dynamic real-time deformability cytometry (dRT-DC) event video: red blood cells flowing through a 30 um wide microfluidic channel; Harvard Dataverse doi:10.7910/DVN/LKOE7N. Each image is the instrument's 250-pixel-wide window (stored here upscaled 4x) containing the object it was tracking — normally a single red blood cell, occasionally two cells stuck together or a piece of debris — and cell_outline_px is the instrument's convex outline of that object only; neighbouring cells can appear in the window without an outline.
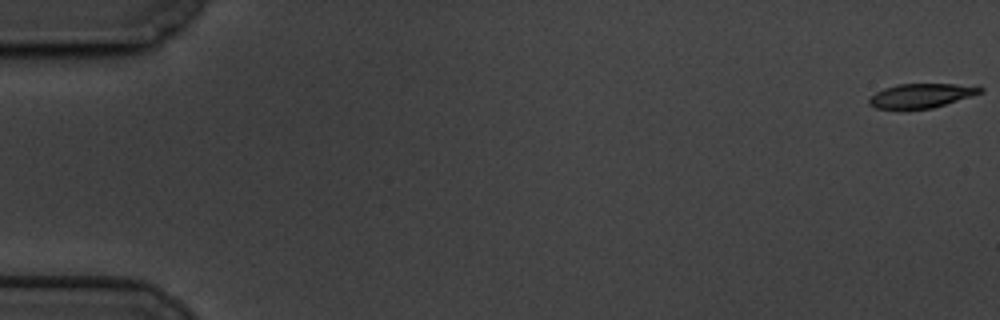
{"species": "common noctule bat (a hibernating species)", "species_latin": "Nyctalus noctula", "temperature_condition": "cold", "stored_images_in_passage": 61, "camera_frame_rate_fps": 3000, "um_per_image_px": 0.085, "animal": {"sex": "male", "body_mass_g": 19.5, "forearm_length_mm": 54.6}, "frame": {"image": 1, "passage_image": 1, "time_ms": 0.0, "image_size_px": [1000, 320], "cell_outline_px": [[984, 92], [932, 108], [904, 112], [876, 108], [868, 104], [868, 100], [876, 92], [884, 88], [896, 84], [956, 84], [984, 88]], "centroid_in_image_um": [78.22, 8.17], "position_along_channel_um": 6.8, "area_um2": 16.18}}
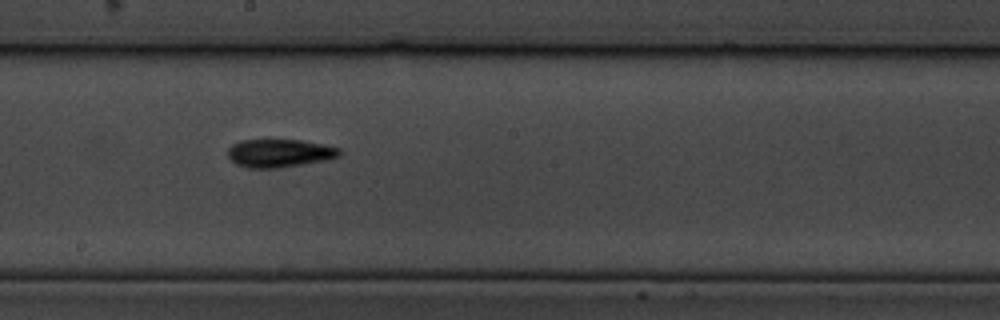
{"frame": {"image": 2, "passage_image": 34, "time_ms": 11.0, "image_size_px": [1000, 320], "cell_outline_px": [[340, 156], [328, 160], [280, 168], [248, 168], [236, 164], [228, 156], [228, 148], [232, 144], [240, 140], [300, 140], [340, 148]], "centroid_in_image_um": [23.75, 13.03], "position_along_channel_um": 224.5, "area_um2": 18.32}}
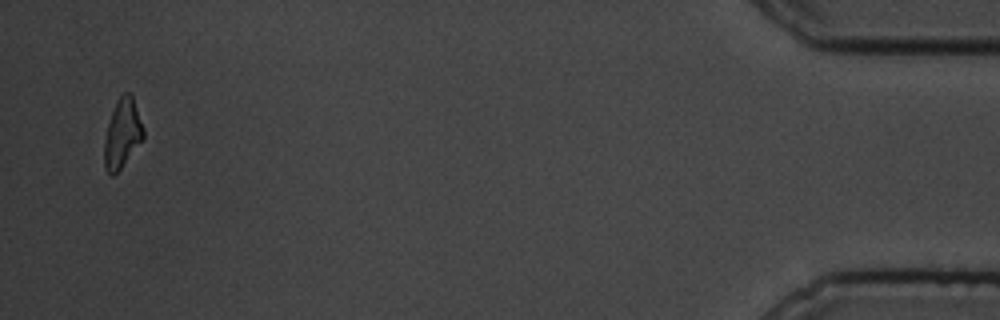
{"frame": {"image": 3, "passage_image": 59, "time_ms": 19.333, "image_size_px": [1000, 320], "cell_outline_px": [[144, 136], [120, 168], [112, 176], [108, 176], [104, 168], [104, 140], [108, 124], [116, 100], [124, 92], [132, 92], [144, 128]], "centroid_in_image_um": [10.38, 11.31], "position_along_channel_um": 424.8, "area_um2": 15.66}, "authors_computed_cell_mechanics": {"area_um2": 17.051, "velocity_mm_per_s": 3.3704, "shape_relaxation_time_tau1_ms": 2.2747, "shape_relaxation_time_tau2_ms": 4.8736, "deformation_change_tau1": 0.1493, "deformation_change_tau2": 0.1426}}